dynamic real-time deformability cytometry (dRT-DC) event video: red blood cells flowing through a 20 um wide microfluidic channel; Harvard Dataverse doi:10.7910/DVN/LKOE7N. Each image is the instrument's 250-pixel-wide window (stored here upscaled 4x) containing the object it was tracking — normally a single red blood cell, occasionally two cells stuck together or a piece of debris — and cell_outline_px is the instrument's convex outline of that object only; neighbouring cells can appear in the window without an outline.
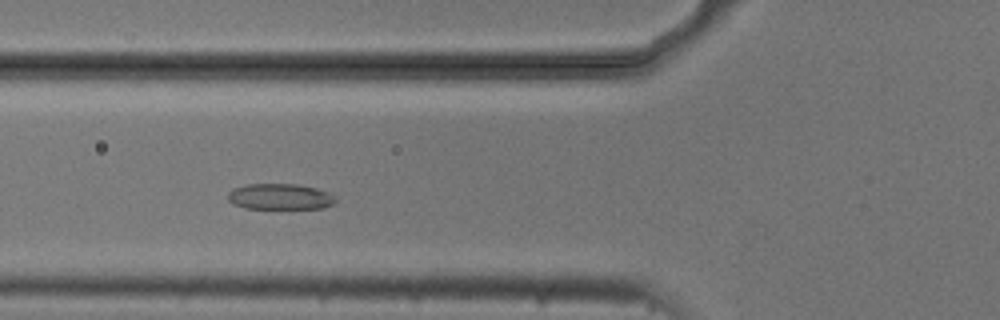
{"species": "common noctule bat (a hibernating species)", "species_latin": "Nyctalus noctula", "temperature_condition": "cold", "stored_images_in_passage": 49, "camera_frame_rate_fps": 3000, "um_per_image_px": 0.085, "animal": {"sex": "male", "body_mass_g": 20.5, "forearm_length_mm": 52.5}, "frame": {"image": 1, "passage_image": 14, "time_ms": 4.333, "image_size_px": [1000, 320], "cell_outline_px": [[336, 200], [332, 204], [324, 208], [244, 208], [232, 204], [228, 200], [228, 192], [232, 188], [244, 184], [296, 184], [316, 188], [328, 192], [336, 196]], "centroid_in_image_um": [23.77, 16.71], "position_along_channel_um": 102.0, "area_um2": 16.36}}
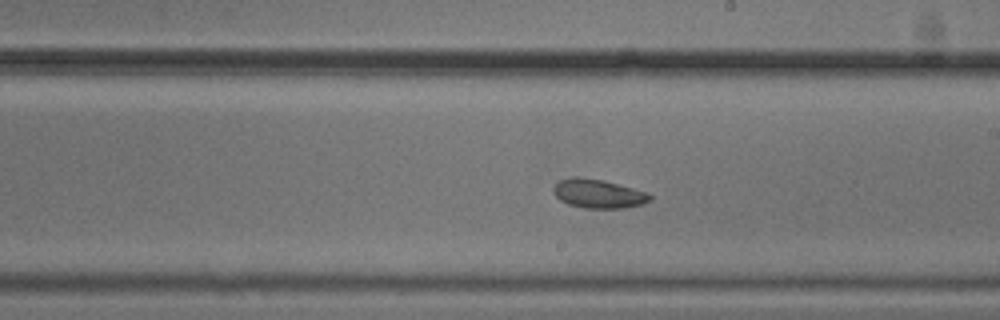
{"frame": {"image": 2, "passage_image": 25, "time_ms": 8.0, "image_size_px": [1000, 320], "cell_outline_px": [[652, 200], [640, 204], [624, 208], [584, 208], [568, 204], [560, 200], [556, 196], [552, 188], [560, 180], [572, 176], [576, 176], [604, 180], [648, 192], [652, 196]], "centroid_in_image_um": [50.86, 16.45], "position_along_channel_um": 238.1, "area_um2": 16.3}}
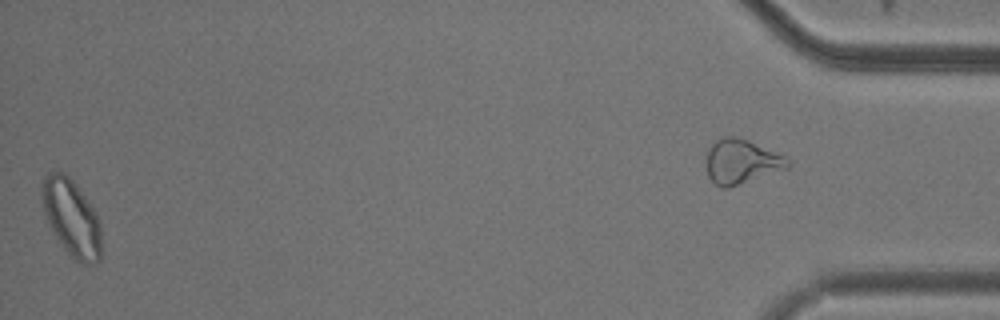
{"frame": {"image": 3, "passage_image": 48, "time_ms": 15.667, "image_size_px": [1000, 320], "cell_outline_px": [[100, 260], [96, 264], [80, 264], [64, 248], [48, 224], [44, 208], [44, 180], [48, 172], [64, 172], [76, 184], [92, 208], [100, 224]], "centroid_in_image_um": [6.11, 18.56], "position_along_channel_um": 429.1, "area_um2": 25.66}}